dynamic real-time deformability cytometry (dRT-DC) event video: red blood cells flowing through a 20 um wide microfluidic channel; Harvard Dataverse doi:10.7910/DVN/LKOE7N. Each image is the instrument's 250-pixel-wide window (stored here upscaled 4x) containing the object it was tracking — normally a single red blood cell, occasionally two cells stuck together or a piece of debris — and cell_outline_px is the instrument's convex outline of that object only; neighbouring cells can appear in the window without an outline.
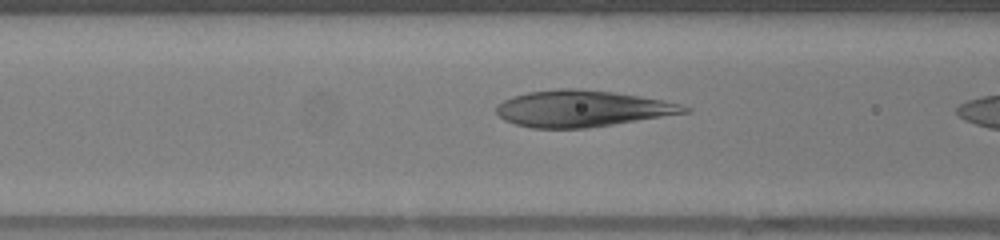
{"species": "human", "species_latin": "Homo sapiens", "temperature_condition": "warm", "stored_images_in_passage": 28, "camera_frame_rate_fps": 3000, "um_per_image_px": 0.085, "donor": {"sex": "female"}, "frame": {"image": 1, "passage_image": 9, "time_ms": 2.667, "image_size_px": [1000, 240], "cell_outline_px": [[692, 112], [588, 128], [532, 128], [516, 124], [504, 120], [496, 112], [496, 104], [512, 96], [528, 92], [560, 88], [576, 88], [612, 92], [660, 100], [680, 104], [692, 108]], "centroid_in_image_um": [49.46, 9.23], "position_along_channel_um": 117.1, "area_um2": 39.77}}
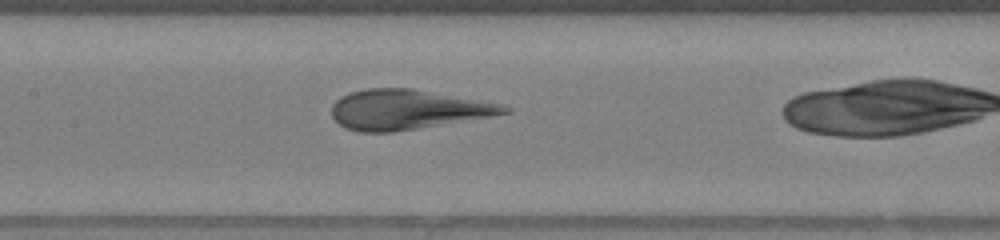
{"frame": {"image": 2, "passage_image": 13, "time_ms": 4.0, "image_size_px": [1000, 240], "cell_outline_px": [[512, 112], [392, 132], [360, 132], [348, 128], [340, 124], [332, 116], [332, 104], [340, 96], [348, 92], [368, 88], [412, 88], [504, 104], [512, 108]], "centroid_in_image_um": [34.6, 9.29], "position_along_channel_um": 172.8, "area_um2": 39.65}}